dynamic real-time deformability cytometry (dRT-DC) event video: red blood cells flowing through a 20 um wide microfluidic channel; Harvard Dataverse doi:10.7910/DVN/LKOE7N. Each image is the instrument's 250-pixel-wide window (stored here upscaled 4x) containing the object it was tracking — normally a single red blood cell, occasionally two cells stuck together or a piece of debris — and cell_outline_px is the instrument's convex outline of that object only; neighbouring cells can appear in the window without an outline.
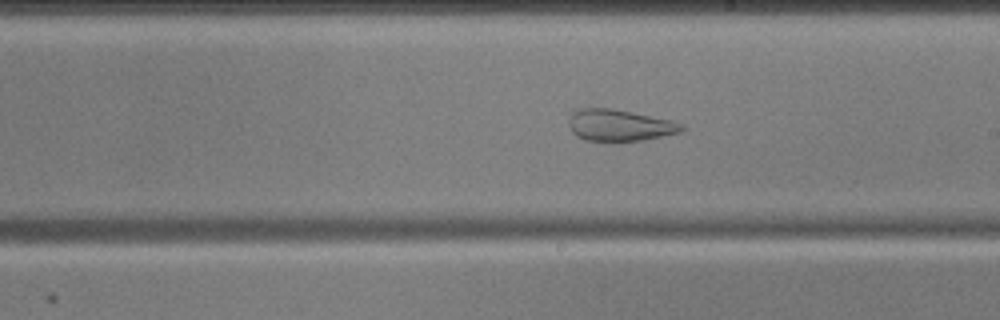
{"species": "common noctule bat (a hibernating species)", "species_latin": "Nyctalus noctula", "temperature_condition": "cold", "stored_images_in_passage": 54, "camera_frame_rate_fps": 3000, "um_per_image_px": 0.085, "animal": {"sex": "male", "body_mass_g": 17.9, "forearm_length_mm": 54.2}, "frame": {"image": 1, "passage_image": 30, "time_ms": 9.667, "image_size_px": [1000, 320], "cell_outline_px": [[684, 128], [680, 132], [644, 140], [584, 140], [576, 136], [572, 132], [568, 124], [568, 120], [572, 112], [580, 108], [612, 108], [672, 120], [684, 124]], "centroid_in_image_um": [52.64, 10.63], "position_along_channel_um": 236.4, "area_um2": 20.69}}
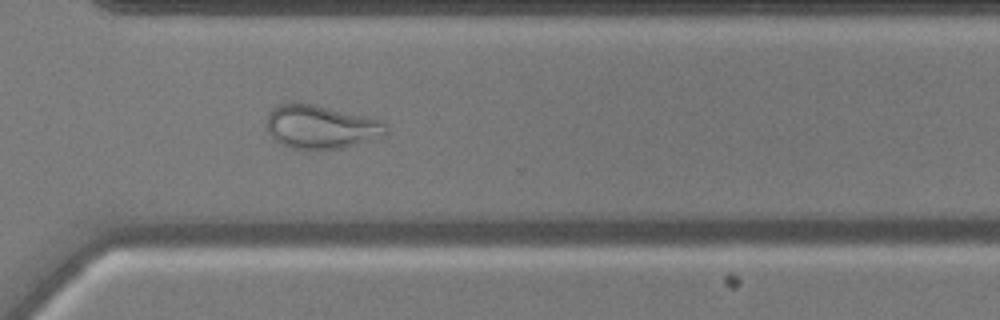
{"frame": {"image": 2, "passage_image": 39, "time_ms": 12.667, "image_size_px": [1000, 320], "cell_outline_px": [[384, 136], [356, 144], [340, 148], [292, 148], [280, 144], [272, 140], [268, 132], [268, 112], [276, 104], [292, 100], [312, 104], [380, 120], [384, 124]], "centroid_in_image_um": [27.16, 10.75], "position_along_channel_um": 343.4, "area_um2": 30.0}}
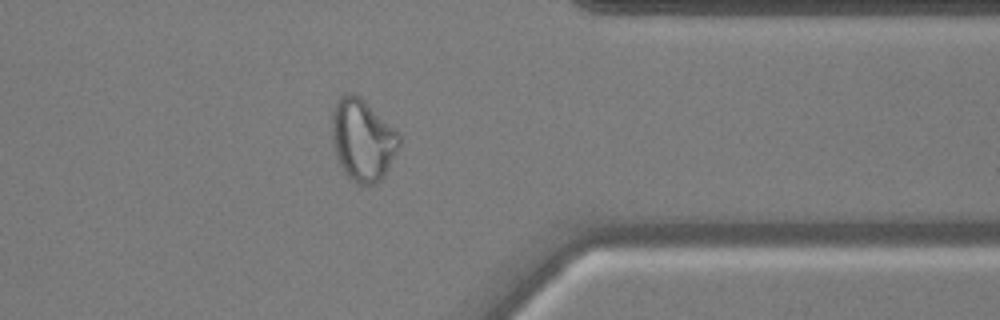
{"frame": {"image": 3, "passage_image": 43, "time_ms": 14.0, "image_size_px": [1000, 320], "cell_outline_px": [[400, 144], [384, 176], [376, 184], [360, 184], [352, 180], [344, 172], [336, 156], [332, 140], [332, 112], [340, 96], [348, 92], [352, 92], [360, 96], [400, 136]], "centroid_in_image_um": [30.79, 11.89], "position_along_channel_um": 380.6, "area_um2": 31.56}}